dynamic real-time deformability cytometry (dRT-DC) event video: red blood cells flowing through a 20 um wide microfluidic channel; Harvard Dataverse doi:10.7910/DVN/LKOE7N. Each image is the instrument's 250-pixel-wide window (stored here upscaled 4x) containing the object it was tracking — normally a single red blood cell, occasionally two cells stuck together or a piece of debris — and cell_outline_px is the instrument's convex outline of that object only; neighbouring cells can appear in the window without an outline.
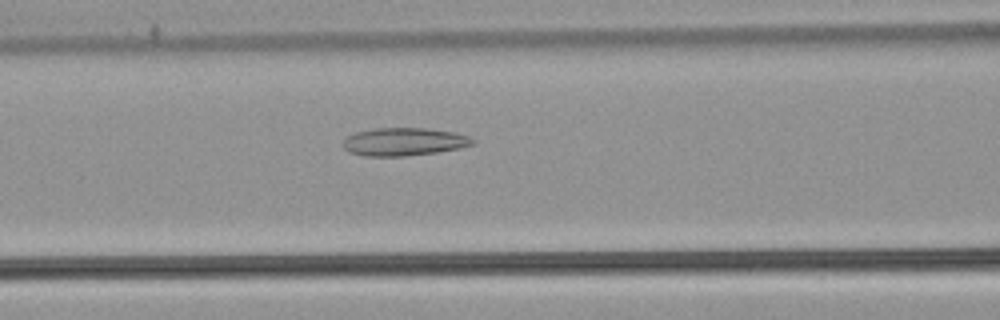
{"species": "common noctule bat (a hibernating species)", "species_latin": "Nyctalus noctula", "temperature_condition": "warm", "stored_images_in_passage": 48, "camera_frame_rate_fps": 3000, "um_per_image_px": 0.085, "animal": {"sex": "male", "body_mass_g": 21.5, "forearm_length_mm": 52.0}, "frame": {"image": 1, "passage_image": 18, "time_ms": 5.667, "image_size_px": [1000, 320], "cell_outline_px": [[476, 144], [460, 148], [436, 152], [404, 156], [364, 156], [348, 152], [340, 144], [348, 136], [356, 132], [376, 128], [428, 128], [456, 132], [468, 136], [476, 140]], "centroid_in_image_um": [34.35, 12.05], "position_along_channel_um": 132.2, "area_um2": 21.33}}
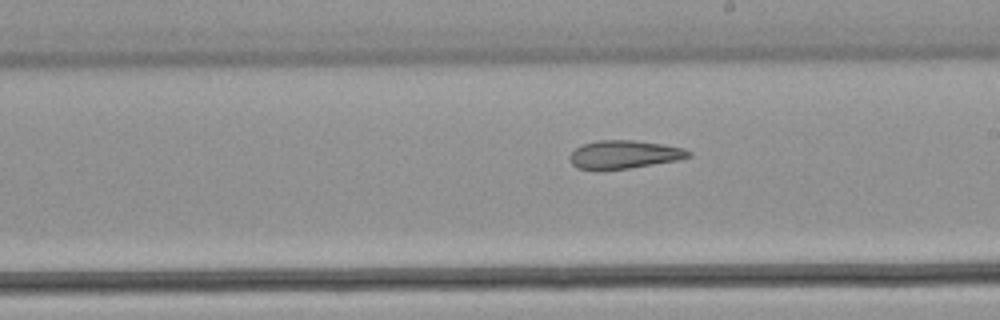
{"frame": {"image": 2, "passage_image": 26, "time_ms": 8.333, "image_size_px": [1000, 320], "cell_outline_px": [[692, 156], [676, 160], [628, 168], [576, 168], [568, 160], [568, 156], [576, 148], [584, 144], [596, 140], [632, 140], [660, 144], [684, 148], [692, 152]], "centroid_in_image_um": [53.05, 13.11], "position_along_channel_um": 236.0, "area_um2": 19.07}}
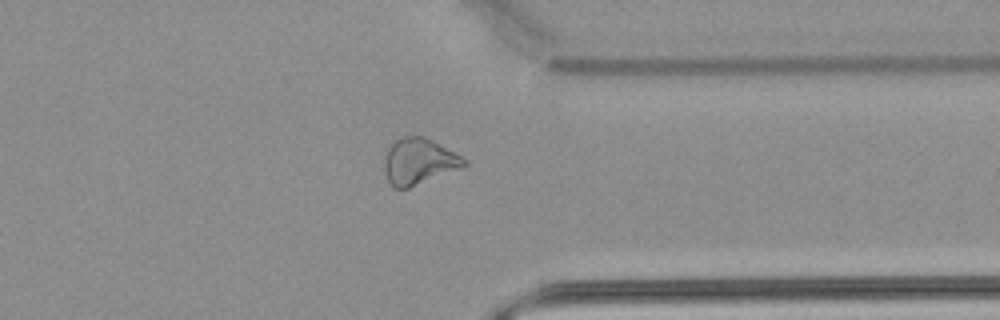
{"frame": {"image": 3, "passage_image": 37, "time_ms": 12.0, "image_size_px": [1000, 320], "cell_outline_px": [[468, 164], [464, 168], [408, 188], [392, 188], [384, 172], [384, 160], [388, 148], [396, 140], [404, 136], [424, 136], [432, 140], [468, 160]], "centroid_in_image_um": [35.62, 13.74], "position_along_channel_um": 375.8, "area_um2": 21.56}, "authors_computed_cell_mechanics": {"area_um2": 22.7443, "velocity_mm_per_s": 3.899, "shape_relaxation_time_tau1_ms": null, "shape_relaxation_time_tau2_ms": 4.7062, "deformation_change_tau1": null, "deformation_change_tau2": 0.1395}}